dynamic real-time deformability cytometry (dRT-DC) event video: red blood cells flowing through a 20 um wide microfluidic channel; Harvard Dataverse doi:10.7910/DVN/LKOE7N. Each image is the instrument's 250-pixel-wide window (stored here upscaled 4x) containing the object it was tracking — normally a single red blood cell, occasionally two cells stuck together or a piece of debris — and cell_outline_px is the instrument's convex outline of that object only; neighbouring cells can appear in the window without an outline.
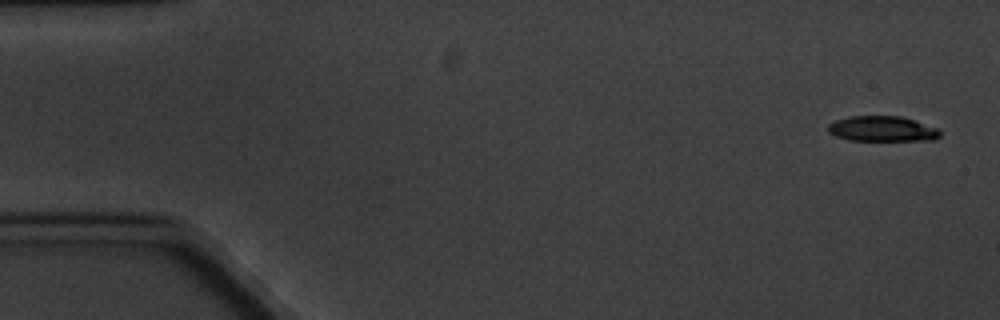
{"species": "common noctule bat (a hibernating species)", "species_latin": "Nyctalus noctula", "temperature_condition": "cold", "stored_images_in_passage": 5, "camera_frame_rate_fps": 3000, "um_per_image_px": 0.085, "animal": {"sex": "male", "body_mass_g": 20.1, "forearm_length_mm": 53.5}, "frame": {"image": 1, "passage_image": 1, "time_ms": 0.0, "image_size_px": [1000, 320], "cell_outline_px": [[940, 136], [936, 140], [848, 140], [836, 136], [828, 132], [828, 124], [836, 120], [848, 116], [900, 116], [940, 128]], "centroid_in_image_um": [75.01, 10.95], "position_along_channel_um": 10.0, "area_um2": 16.59}}